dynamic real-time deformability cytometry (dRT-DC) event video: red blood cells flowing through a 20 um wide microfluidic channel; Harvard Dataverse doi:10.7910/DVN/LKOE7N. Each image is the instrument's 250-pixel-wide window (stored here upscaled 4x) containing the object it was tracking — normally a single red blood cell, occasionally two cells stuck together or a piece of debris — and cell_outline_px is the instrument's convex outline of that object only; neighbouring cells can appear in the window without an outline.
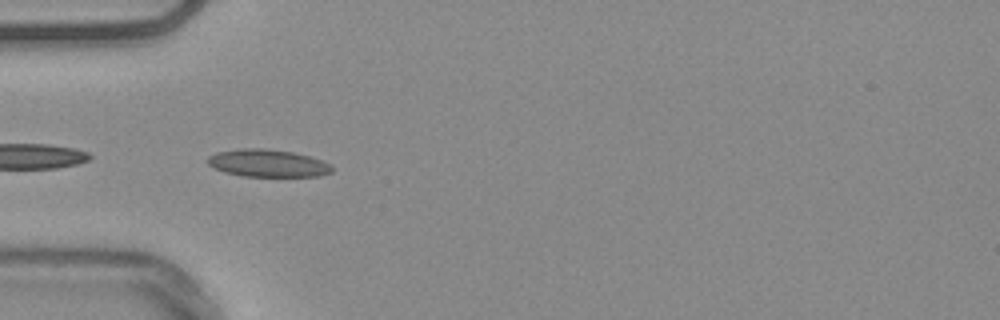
{"species": "common noctule bat (a hibernating species)", "species_latin": "Nyctalus noctula", "temperature_condition": "warm", "stored_images_in_passage": 9, "camera_frame_rate_fps": 3000, "um_per_image_px": 0.085, "animal": {"sex": "male", "body_mass_g": 20.4}, "frame": {"image": 1, "passage_image": 1, "time_ms": 0.0, "image_size_px": [1000, 320], "cell_outline_px": [[332, 172], [320, 176], [244, 176], [224, 172], [208, 164], [208, 156], [216, 152], [240, 148], [264, 148], [292, 152], [308, 156], [320, 160], [328, 164], [332, 168]], "centroid_in_image_um": [22.73, 13.86], "position_along_channel_um": 62.3, "area_um2": 19.71}}